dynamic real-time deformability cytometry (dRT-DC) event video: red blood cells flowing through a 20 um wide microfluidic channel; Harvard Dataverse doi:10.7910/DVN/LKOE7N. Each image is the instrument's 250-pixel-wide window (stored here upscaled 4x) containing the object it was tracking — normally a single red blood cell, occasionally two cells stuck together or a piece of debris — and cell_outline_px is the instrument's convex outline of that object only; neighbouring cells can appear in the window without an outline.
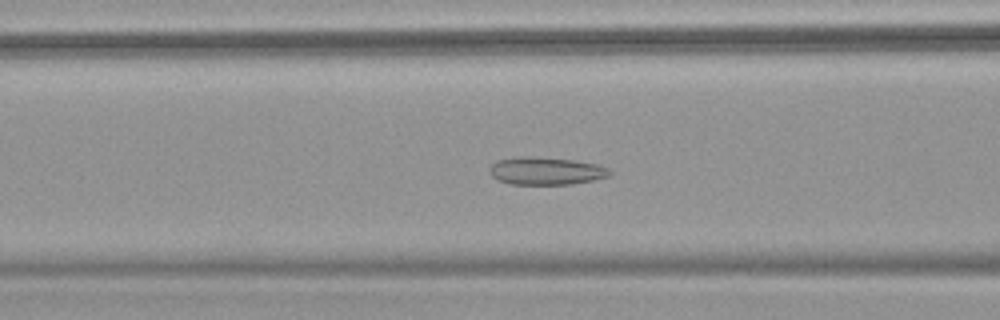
{"species": "common noctule bat (a hibernating species)", "species_latin": "Nyctalus noctula", "temperature_condition": "warm", "stored_images_in_passage": 53, "camera_frame_rate_fps": 3000, "um_per_image_px": 0.085, "animal": {"sex": "female", "body_mass_g": 18.4}, "frame": {"image": 1, "passage_image": 22, "time_ms": 7.0, "image_size_px": [1000, 320], "cell_outline_px": [[612, 172], [608, 176], [592, 180], [572, 184], [512, 184], [500, 180], [492, 176], [488, 172], [488, 168], [496, 160], [520, 156], [524, 156], [576, 160], [596, 164], [608, 168]], "centroid_in_image_um": [46.38, 14.52], "position_along_channel_um": 120.2, "area_um2": 19.31}}
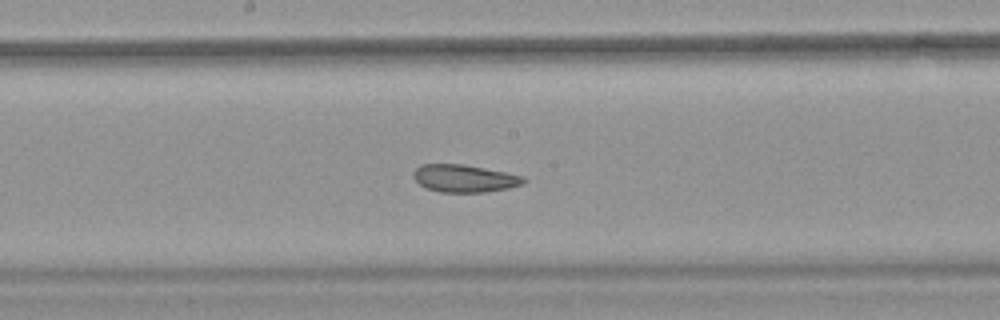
{"frame": {"image": 2, "passage_image": 29, "time_ms": 9.333, "image_size_px": [1000, 320], "cell_outline_px": [[528, 180], [524, 184], [508, 188], [484, 192], [440, 192], [428, 188], [420, 184], [412, 176], [412, 172], [420, 164], [464, 164], [524, 176]], "centroid_in_image_um": [39.48, 15.16], "position_along_channel_um": 208.7, "area_um2": 17.69}}
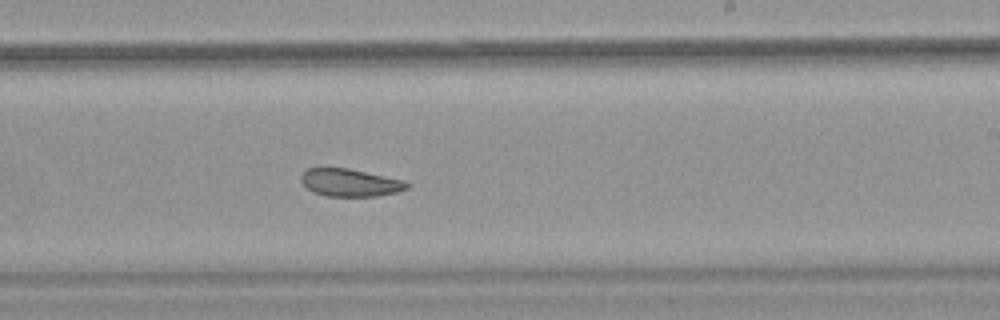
{"frame": {"image": 3, "passage_image": 33, "time_ms": 10.667, "image_size_px": [1000, 320], "cell_outline_px": [[412, 184], [408, 188], [396, 192], [376, 196], [328, 196], [312, 192], [300, 180], [300, 176], [308, 168], [348, 168], [404, 180]], "centroid_in_image_um": [29.77, 15.52], "position_along_channel_um": 259.2, "area_um2": 16.99}, "authors_computed_cell_mechanics": {"area_um2": 20.7502, "velocity_mm_per_s": 3.811, "shape_relaxation_time_tau1_ms": null, "shape_relaxation_time_tau2_ms": 3.1203, "deformation_change_tau1": null, "deformation_change_tau2": 0.0825}}